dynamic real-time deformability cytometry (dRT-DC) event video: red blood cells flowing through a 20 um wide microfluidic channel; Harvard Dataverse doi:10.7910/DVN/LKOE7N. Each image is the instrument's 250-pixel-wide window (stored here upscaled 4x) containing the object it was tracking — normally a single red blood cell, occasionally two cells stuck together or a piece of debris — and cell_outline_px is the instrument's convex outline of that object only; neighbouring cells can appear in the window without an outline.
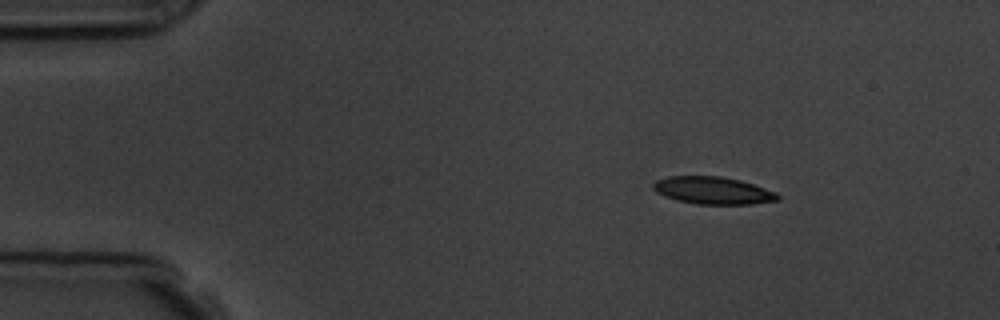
{"species": "common noctule bat (a hibernating species)", "species_latin": "Nyctalus noctula", "temperature_condition": "room temperature", "stored_images_in_passage": 6, "camera_frame_rate_fps": 3000, "um_per_image_px": 0.085, "animal": {"sex": "male", "body_mass_g": 19.5, "forearm_length_mm": 54.6}, "frame": {"image": 1, "passage_image": 2, "time_ms": 1.333, "image_size_px": [1000, 320], "cell_outline_px": [[780, 200], [752, 204], [696, 204], [676, 200], [656, 192], [652, 188], [652, 184], [656, 180], [668, 176], [720, 176], [740, 180], [776, 192], [780, 196]], "centroid_in_image_um": [60.59, 16.19], "position_along_channel_um": 24.4, "area_um2": 19.88}}
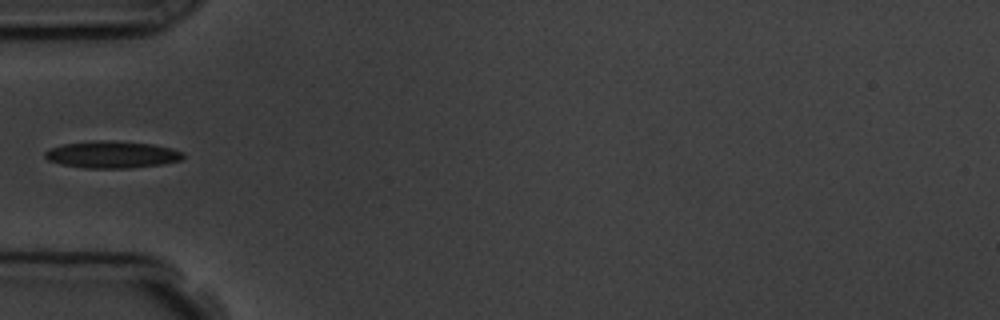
{"frame": {"image": 2, "passage_image": 5, "time_ms": 4.667, "image_size_px": [1000, 320], "cell_outline_px": [[184, 156], [180, 160], [160, 164], [128, 168], [84, 168], [60, 164], [48, 160], [44, 156], [44, 152], [48, 148], [64, 144], [96, 140], [116, 140], [152, 144], [172, 148], [184, 152]], "centroid_in_image_um": [9.49, 13.13], "position_along_channel_um": 75.5, "area_um2": 21.85}}